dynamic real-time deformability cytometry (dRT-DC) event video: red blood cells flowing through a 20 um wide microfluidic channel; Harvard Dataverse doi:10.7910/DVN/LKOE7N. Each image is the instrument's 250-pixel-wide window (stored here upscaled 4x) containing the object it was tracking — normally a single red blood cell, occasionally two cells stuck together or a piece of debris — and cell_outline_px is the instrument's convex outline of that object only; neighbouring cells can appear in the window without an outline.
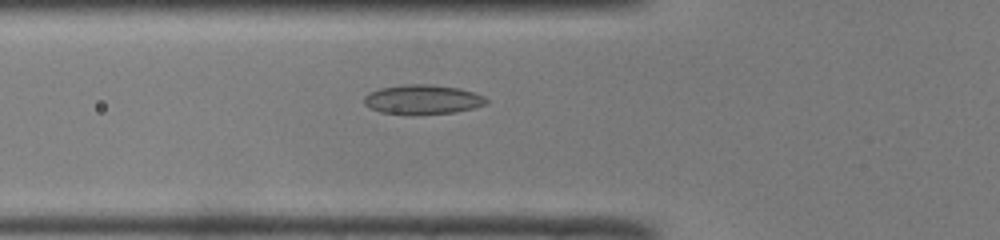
{"species": "common noctule bat (a hibernating species)", "species_latin": "Nyctalus noctula", "temperature_condition": "room temperature", "stored_images_in_passage": 48, "camera_frame_rate_fps": 3000, "um_per_image_px": 0.085, "animal": {"sex": "male", "body_mass_g": 19.0, "forearm_length_mm": 50.8}, "frame": {"image": 1, "passage_image": 16, "time_ms": 5.0, "image_size_px": [1000, 240], "cell_outline_px": [[488, 104], [456, 112], [380, 112], [364, 104], [364, 96], [368, 92], [380, 88], [404, 84], [428, 84], [460, 88], [484, 96], [488, 100]], "centroid_in_image_um": [35.94, 8.41], "position_along_channel_um": 89.9, "area_um2": 20.29}}
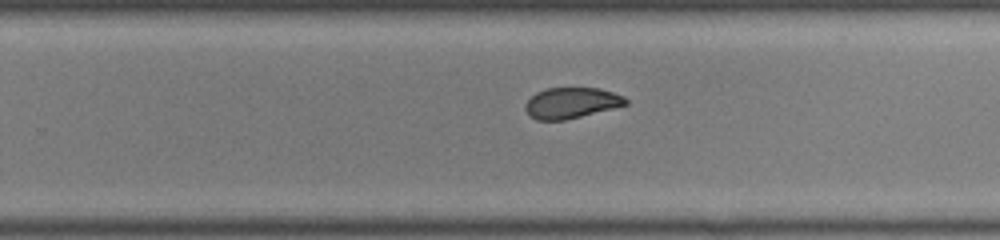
{"frame": {"image": 2, "passage_image": 30, "time_ms": 9.667, "image_size_px": [1000, 240], "cell_outline_px": [[628, 104], [564, 120], [536, 120], [524, 108], [524, 104], [536, 92], [548, 88], [600, 88], [624, 96], [628, 100]], "centroid_in_image_um": [48.56, 8.74], "position_along_channel_um": 281.2, "area_um2": 17.8}}
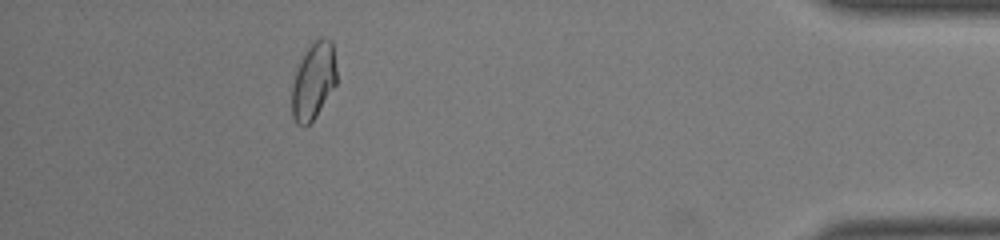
{"frame": {"image": 3, "passage_image": 43, "time_ms": 14.0, "image_size_px": [1000, 240], "cell_outline_px": [[336, 84], [316, 116], [304, 128], [296, 124], [292, 116], [292, 84], [300, 60], [304, 52], [320, 36], [324, 36], [332, 40], [336, 68]], "centroid_in_image_um": [26.64, 6.88], "position_along_channel_um": 408.6, "area_um2": 20.11}, "authors_computed_cell_mechanics": {"area_um2": 20.2589, "velocity_mm_per_s": 4.1101, "shape_relaxation_time_tau1_ms": null, "shape_relaxation_time_tau2_ms": 1.6269, "deformation_change_tau1": null, "deformation_change_tau2": 0.053}}